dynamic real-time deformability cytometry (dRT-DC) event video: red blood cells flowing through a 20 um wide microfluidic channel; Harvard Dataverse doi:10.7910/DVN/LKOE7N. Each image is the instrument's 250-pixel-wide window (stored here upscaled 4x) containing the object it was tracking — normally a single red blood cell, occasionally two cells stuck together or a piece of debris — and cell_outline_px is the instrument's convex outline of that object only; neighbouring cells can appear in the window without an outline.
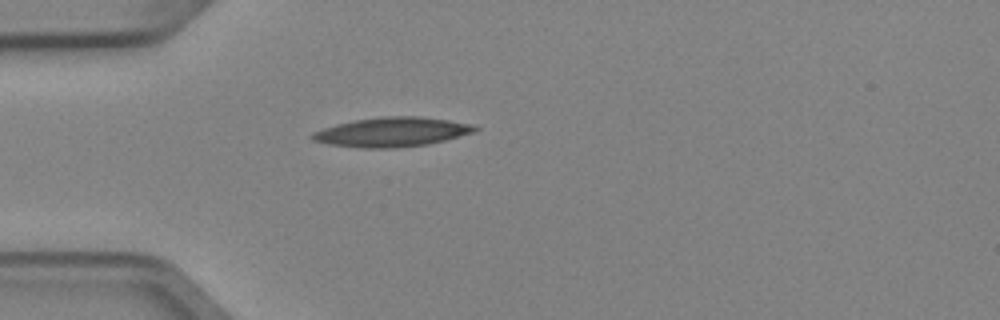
{"species": "Egyptian fruit bat (a non-hibernating species)", "species_latin": "Rousettus aegyptiacus", "temperature_condition": "cold", "stored_images_in_passage": 4, "camera_frame_rate_fps": 3000, "um_per_image_px": 0.085, "animal": {"sex": "female"}, "frame": {"image": 1, "passage_image": 4, "time_ms": 1.0, "image_size_px": [1000, 320], "cell_outline_px": [[480, 128], [476, 132], [428, 144], [396, 148], [360, 148], [328, 144], [312, 140], [308, 136], [312, 132], [336, 124], [356, 120], [380, 116], [420, 116], [448, 120], [472, 124]], "centroid_in_image_um": [33.31, 11.22], "position_along_channel_um": 51.7, "area_um2": 28.03}}